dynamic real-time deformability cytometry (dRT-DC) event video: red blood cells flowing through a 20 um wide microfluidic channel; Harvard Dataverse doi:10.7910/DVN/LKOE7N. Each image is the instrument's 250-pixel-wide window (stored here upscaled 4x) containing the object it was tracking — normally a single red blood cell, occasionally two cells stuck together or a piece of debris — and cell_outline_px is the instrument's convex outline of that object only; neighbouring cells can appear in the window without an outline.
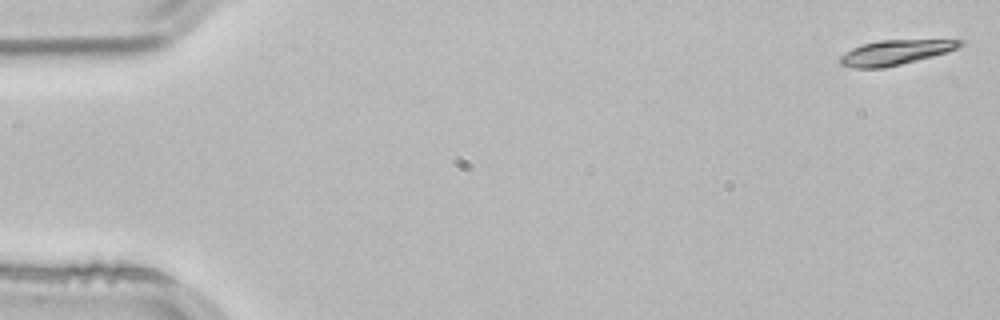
{"species": "common noctule bat (a hibernating species)", "species_latin": "Nyctalus noctula", "temperature_condition": "room temperature", "stored_images_in_passage": 53, "camera_frame_rate_fps": 3000, "um_per_image_px": 0.085, "animal": {"sex": "male", "body_mass_g": 21.5, "forearm_length_mm": 52.0}, "frame": {"image": 1, "passage_image": 1, "time_ms": 0.0, "image_size_px": [1000, 320], "cell_outline_px": [[964, 44], [960, 48], [948, 52], [884, 68], [856, 68], [840, 64], [836, 60], [840, 56], [852, 48], [864, 44], [880, 40], [964, 40]], "centroid_in_image_um": [76.1, 4.46], "position_along_channel_um": 8.9, "area_um2": 17.28}}
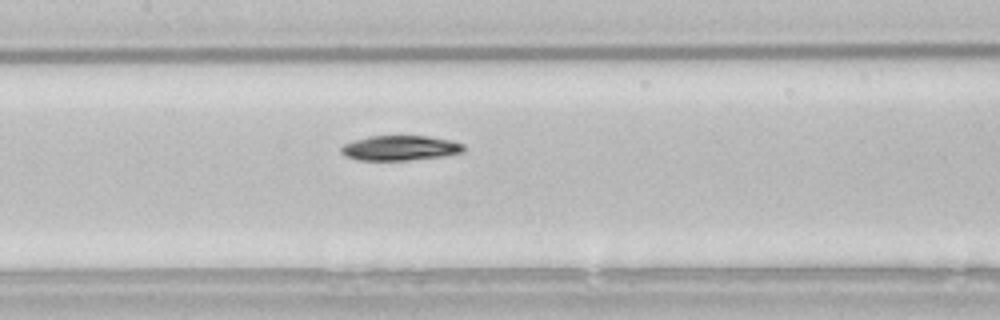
{"frame": {"image": 2, "passage_image": 25, "time_ms": 8.0, "image_size_px": [1000, 320], "cell_outline_px": [[464, 152], [444, 156], [408, 160], [356, 160], [344, 156], [340, 152], [340, 148], [344, 144], [368, 136], [424, 136], [452, 140], [464, 144]], "centroid_in_image_um": [34.0, 12.58], "position_along_channel_um": 173.4, "area_um2": 17.86}}
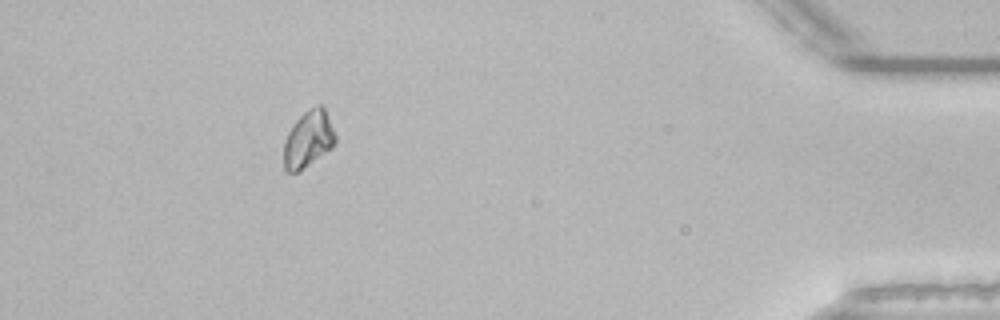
{"frame": {"image": 3, "passage_image": 48, "time_ms": 15.667, "image_size_px": [1000, 320], "cell_outline_px": [[336, 144], [332, 148], [300, 172], [288, 172], [284, 168], [284, 140], [292, 124], [308, 108], [316, 104], [320, 104], [324, 108], [336, 136]], "centroid_in_image_um": [26.2, 11.84], "position_along_channel_um": 409.0, "area_um2": 17.22}, "authors_computed_cell_mechanics": {"area_um2": 17.8602, "velocity_mm_per_s": 3.8293, "shape_relaxation_time_tau1_ms": 5.3405, "shape_relaxation_time_tau2_ms": null, "deformation_change_tau1": 0.1093, "deformation_change_tau2": null}}